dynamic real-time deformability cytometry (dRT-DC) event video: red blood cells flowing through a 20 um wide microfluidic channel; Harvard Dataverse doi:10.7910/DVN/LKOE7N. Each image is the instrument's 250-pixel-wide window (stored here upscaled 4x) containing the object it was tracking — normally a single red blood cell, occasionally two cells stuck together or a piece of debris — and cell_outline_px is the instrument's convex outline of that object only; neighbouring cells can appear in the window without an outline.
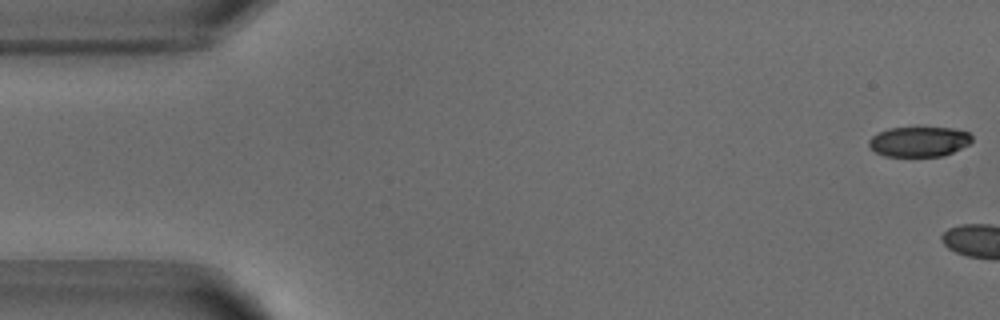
{"species": "common noctule bat (a hibernating species)", "species_latin": "Nyctalus noctula", "temperature_condition": "warm", "stored_images_in_passage": 4, "camera_frame_rate_fps": 3000, "um_per_image_px": 0.085, "animal": {"sex": "male", "body_mass_g": 18.8}, "frame": {"image": 1, "passage_image": 1, "time_ms": 0.0, "image_size_px": [1000, 320], "cell_outline_px": [[972, 140], [968, 144], [952, 152], [940, 156], [884, 156], [876, 152], [868, 144], [868, 140], [872, 136], [888, 128], [952, 128], [968, 132], [972, 136]], "centroid_in_image_um": [78.1, 12.04], "position_along_channel_um": 6.9, "area_um2": 17.8}}